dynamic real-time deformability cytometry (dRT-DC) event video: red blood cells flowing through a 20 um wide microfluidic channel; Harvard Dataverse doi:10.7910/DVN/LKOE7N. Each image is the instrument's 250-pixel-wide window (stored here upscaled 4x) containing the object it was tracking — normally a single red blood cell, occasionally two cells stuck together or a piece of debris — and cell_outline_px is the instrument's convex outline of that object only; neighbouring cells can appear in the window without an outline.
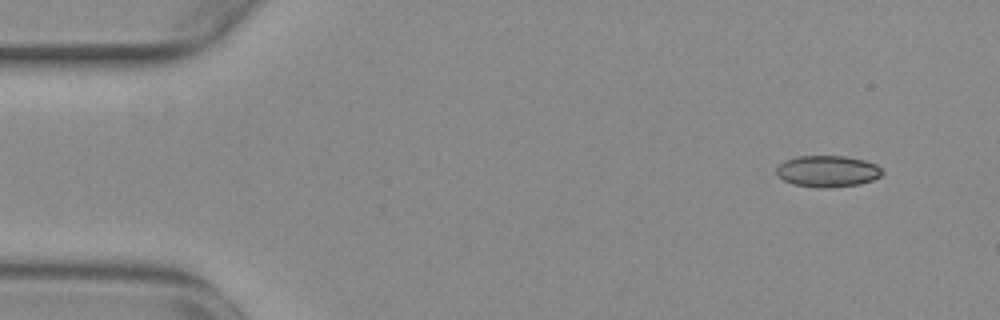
{"species": "common noctule bat (a hibernating species)", "species_latin": "Nyctalus noctula", "temperature_condition": "warm", "stored_images_in_passage": 13, "camera_frame_rate_fps": 3000, "um_per_image_px": 0.085, "animal": {"sex": "female", "body_mass_g": 29.2, "forearm_length_mm": 56.3}, "frame": {"image": 1, "passage_image": 3, "time_ms": 0.667, "image_size_px": [1000, 320], "cell_outline_px": [[884, 172], [880, 176], [872, 180], [860, 184], [832, 188], [816, 188], [792, 184], [784, 180], [776, 172], [776, 168], [784, 160], [796, 156], [844, 156], [864, 160], [876, 164]], "centroid_in_image_um": [70.34, 14.56], "position_along_channel_um": 14.7, "area_um2": 19.54}}